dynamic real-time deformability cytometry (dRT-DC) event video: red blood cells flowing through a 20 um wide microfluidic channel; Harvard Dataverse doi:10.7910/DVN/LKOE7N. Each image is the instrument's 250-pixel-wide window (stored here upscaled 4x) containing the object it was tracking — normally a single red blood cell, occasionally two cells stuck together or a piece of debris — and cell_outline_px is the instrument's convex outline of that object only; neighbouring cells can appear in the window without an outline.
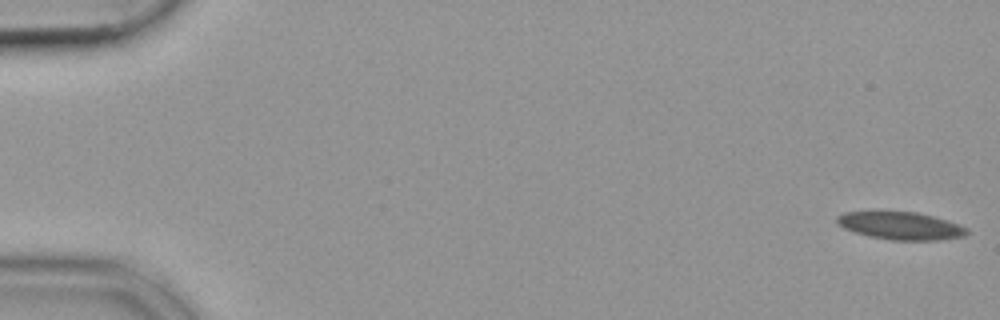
{"species": "common noctule bat (a hibernating species)", "species_latin": "Nyctalus noctula", "temperature_condition": "cold", "stored_images_in_passage": 9, "camera_frame_rate_fps": 3000, "um_per_image_px": 0.085, "animal": {"sex": "female", "body_mass_g": 19.9}, "frame": {"image": 1, "passage_image": 1, "time_ms": 0.0, "image_size_px": [1000, 320], "cell_outline_px": [[968, 232], [964, 236], [936, 240], [892, 240], [872, 236], [856, 232], [844, 228], [836, 220], [836, 216], [844, 212], [916, 212], [932, 216], [968, 228]], "centroid_in_image_um": [76.55, 19.19], "position_along_channel_um": 8.4, "area_um2": 20.4}}